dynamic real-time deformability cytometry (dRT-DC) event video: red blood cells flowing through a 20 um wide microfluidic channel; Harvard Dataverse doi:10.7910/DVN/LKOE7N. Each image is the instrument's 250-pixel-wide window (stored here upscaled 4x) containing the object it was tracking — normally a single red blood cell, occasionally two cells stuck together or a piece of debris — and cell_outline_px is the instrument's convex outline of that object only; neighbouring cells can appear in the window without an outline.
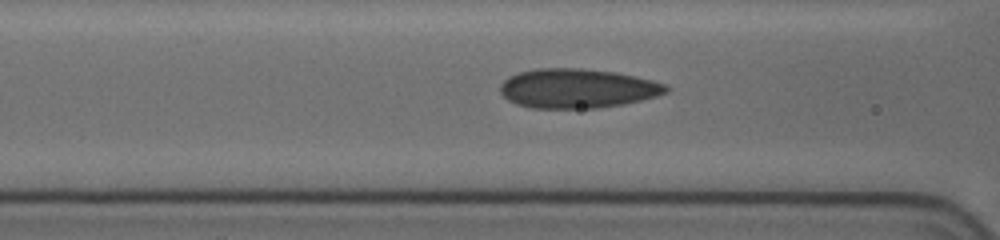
{"species": "human", "species_latin": "Homo sapiens", "temperature_condition": "cold", "stored_images_in_passage": 32, "camera_frame_rate_fps": 3000, "um_per_image_px": 0.085, "donor": {"sex": "female"}, "frame": {"image": 1, "passage_image": 6, "time_ms": 1.667, "image_size_px": [1000, 240], "cell_outline_px": [[668, 92], [656, 96], [624, 104], [596, 108], [528, 108], [516, 104], [508, 100], [500, 92], [500, 84], [508, 76], [520, 72], [536, 68], [580, 68], [616, 72], [652, 80], [664, 84], [668, 88]], "centroid_in_image_um": [49.03, 7.51], "position_along_channel_um": 117.6, "area_um2": 38.09}}
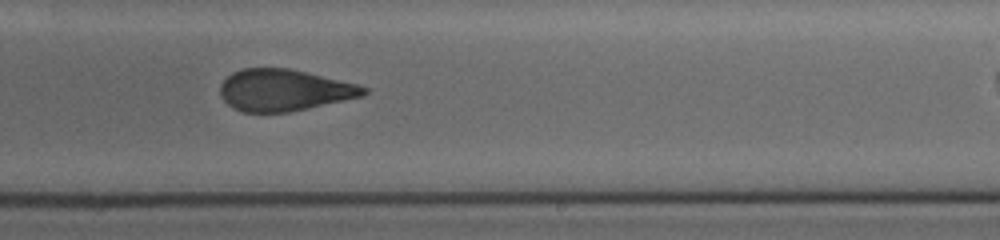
{"frame": {"image": 2, "passage_image": 18, "time_ms": 5.667, "image_size_px": [1000, 240], "cell_outline_px": [[368, 92], [364, 96], [288, 112], [244, 112], [228, 104], [220, 96], [220, 84], [232, 72], [244, 68], [288, 68], [356, 84], [368, 88]], "centroid_in_image_um": [24.13, 7.66], "position_along_channel_um": 264.9, "area_um2": 34.45}}
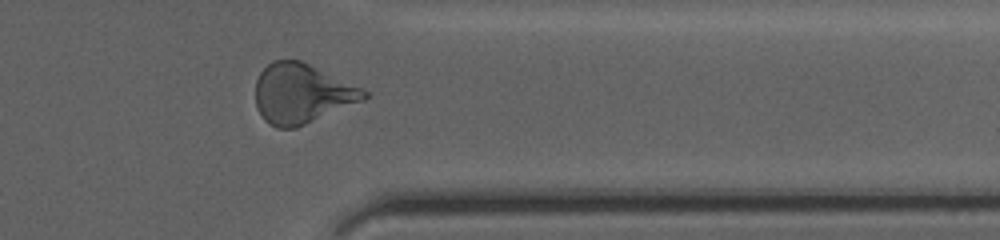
{"frame": {"image": 3, "passage_image": 28, "time_ms": 9.0, "image_size_px": [1000, 240], "cell_outline_px": [[368, 96], [364, 100], [296, 128], [276, 128], [264, 120], [256, 108], [256, 80], [260, 72], [272, 60], [300, 60], [364, 88], [368, 92]], "centroid_in_image_um": [25.65, 7.96], "position_along_channel_um": 385.7, "area_um2": 37.8}}